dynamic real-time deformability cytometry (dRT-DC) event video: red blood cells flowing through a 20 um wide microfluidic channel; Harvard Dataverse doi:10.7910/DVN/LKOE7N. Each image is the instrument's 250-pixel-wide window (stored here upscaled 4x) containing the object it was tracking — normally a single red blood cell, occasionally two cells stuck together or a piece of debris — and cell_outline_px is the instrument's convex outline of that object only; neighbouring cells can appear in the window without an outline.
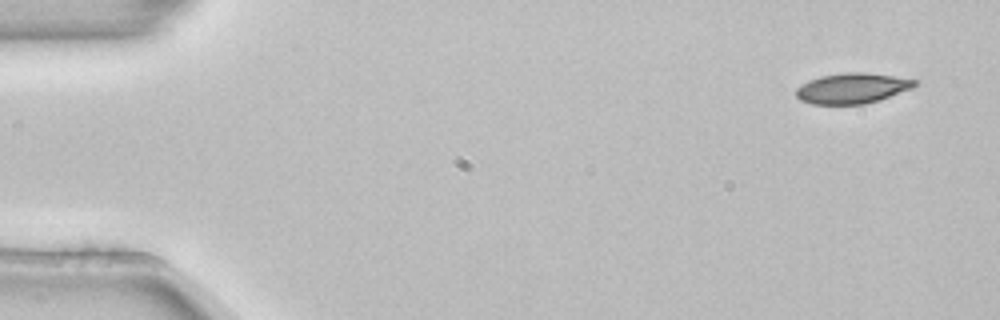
{"species": "common noctule bat (a hibernating species)", "species_latin": "Nyctalus noctula", "temperature_condition": "room temperature", "stored_images_in_passage": 4, "camera_frame_rate_fps": 3000, "um_per_image_px": 0.085, "animal": {"sex": "female", "body_mass_g": 22.7, "forearm_length_mm": 54.2}, "frame": {"image": 1, "passage_image": 1, "time_ms": 0.0, "image_size_px": [1000, 320], "cell_outline_px": [[920, 84], [912, 88], [880, 100], [864, 104], [812, 104], [800, 100], [796, 96], [796, 88], [800, 84], [808, 80], [820, 76], [848, 72], [868, 72], [920, 80]], "centroid_in_image_um": [72.47, 7.49], "position_along_channel_um": 12.5, "area_um2": 21.33}}
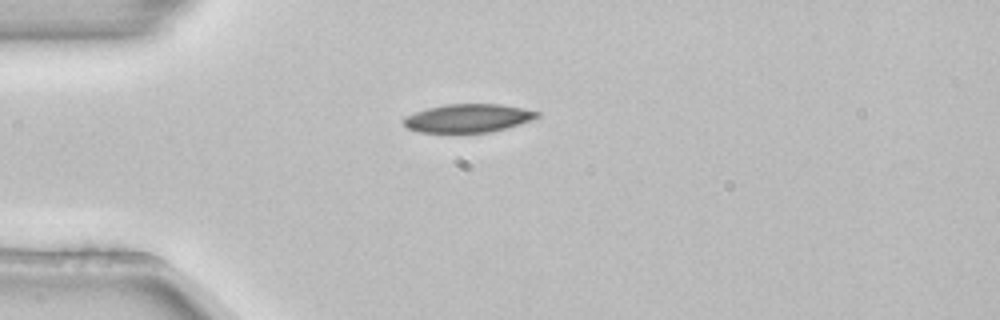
{"frame": {"image": 2, "passage_image": 3, "time_ms": 0.667, "image_size_px": [1000, 320], "cell_outline_px": [[540, 116], [504, 128], [488, 132], [420, 132], [408, 128], [400, 120], [404, 116], [428, 108], [444, 104], [500, 104], [540, 112]], "centroid_in_image_um": [39.71, 10.03], "position_along_channel_um": 45.3, "area_um2": 21.68}}
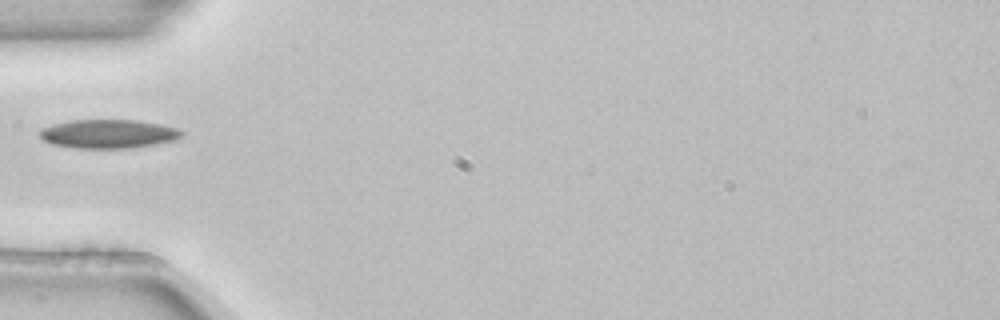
{"frame": {"image": 3, "passage_image": 4, "time_ms": 1.0, "image_size_px": [1000, 320], "cell_outline_px": [[184, 136], [176, 140], [156, 144], [128, 148], [76, 148], [52, 144], [44, 140], [40, 136], [40, 128], [52, 124], [72, 120], [136, 120], [160, 124], [180, 128], [184, 132]], "centroid_in_image_um": [9.25, 11.37], "position_along_channel_um": 75.7, "area_um2": 23.99}}